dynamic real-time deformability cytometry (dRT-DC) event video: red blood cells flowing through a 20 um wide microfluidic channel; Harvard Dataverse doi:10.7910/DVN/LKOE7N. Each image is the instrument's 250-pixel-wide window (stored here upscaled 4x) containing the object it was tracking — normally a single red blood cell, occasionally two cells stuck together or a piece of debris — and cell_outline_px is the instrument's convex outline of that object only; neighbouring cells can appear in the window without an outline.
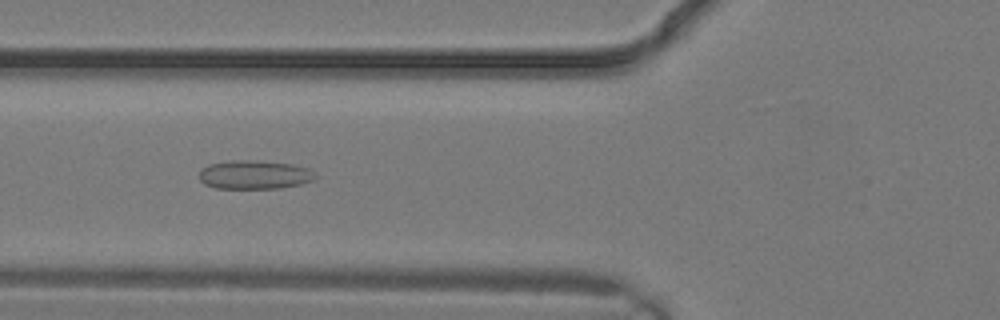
{"species": "common noctule bat (a hibernating species)", "species_latin": "Nyctalus noctula", "temperature_condition": "warm", "stored_images_in_passage": 12, "camera_frame_rate_fps": 3000, "um_per_image_px": 0.085, "animal": {"sex": "male", "body_mass_g": 19.2, "forearm_length_mm": 51.8}, "frame": {"image": 1, "passage_image": 9, "time_ms": 2.667, "image_size_px": [1000, 320], "cell_outline_px": [[320, 176], [316, 180], [300, 184], [280, 188], [216, 188], [204, 184], [200, 180], [200, 168], [208, 164], [232, 160], [260, 160], [292, 164], [308, 168]], "centroid_in_image_um": [21.66, 14.84], "position_along_channel_um": 104.1, "area_um2": 19.77}}
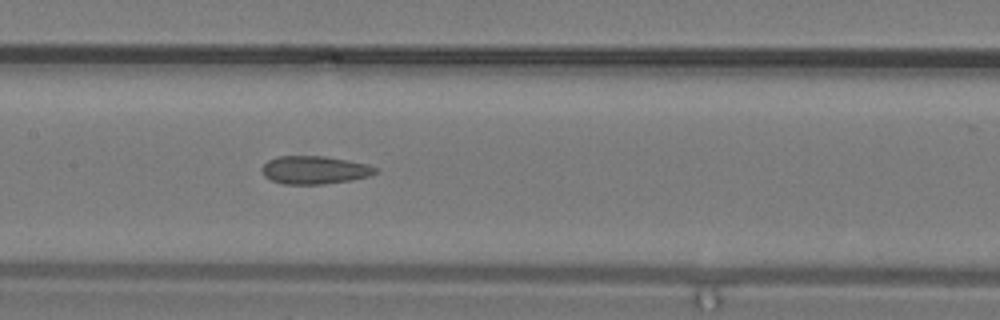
{"frame": {"image": 2, "passage_image": 12, "time_ms": 3.667, "image_size_px": [1000, 320], "cell_outline_px": [[376, 172], [368, 176], [348, 180], [324, 184], [284, 184], [272, 180], [264, 176], [260, 168], [268, 160], [276, 156], [324, 156], [348, 160], [368, 164], [376, 168]], "centroid_in_image_um": [26.69, 14.44], "position_along_channel_um": 180.7, "area_um2": 18.44}}